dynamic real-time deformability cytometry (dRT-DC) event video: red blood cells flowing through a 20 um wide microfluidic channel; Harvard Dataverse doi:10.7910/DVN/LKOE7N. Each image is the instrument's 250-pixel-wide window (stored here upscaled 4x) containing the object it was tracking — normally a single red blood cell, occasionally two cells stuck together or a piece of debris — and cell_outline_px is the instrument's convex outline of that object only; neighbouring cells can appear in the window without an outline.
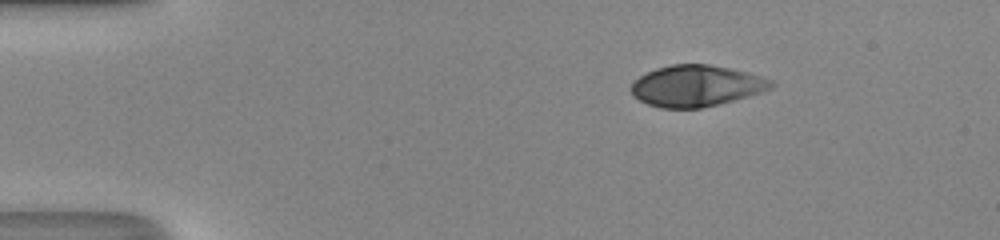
{"species": "human", "species_latin": "Homo sapiens", "temperature_condition": "room temperature", "stored_images_in_passage": 41, "camera_frame_rate_fps": 3000, "um_per_image_px": 0.085, "donor": {"sex": "male"}, "frame": {"image": 1, "passage_image": 1, "time_ms": 0.0, "image_size_px": [1000, 240], "cell_outline_px": [[776, 84], [772, 88], [748, 96], [720, 104], [700, 108], [660, 108], [648, 104], [632, 96], [628, 88], [640, 76], [656, 68], [672, 64], [708, 64], [748, 72], [776, 80]], "centroid_in_image_um": [59.2, 7.3], "position_along_channel_um": 25.8, "area_um2": 33.87}}
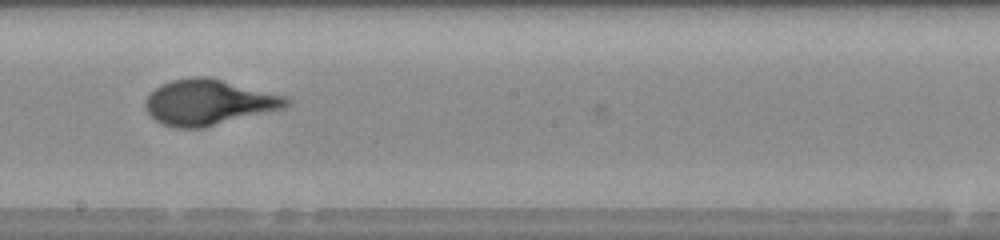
{"frame": {"image": 2, "passage_image": 21, "time_ms": 6.667, "image_size_px": [1000, 240], "cell_outline_px": [[292, 104], [284, 108], [204, 128], [176, 128], [164, 124], [156, 120], [144, 108], [144, 104], [148, 96], [160, 84], [172, 80], [192, 76], [208, 76], [284, 96], [292, 100]], "centroid_in_image_um": [17.74, 8.69], "position_along_channel_um": 230.5, "area_um2": 37.34}}
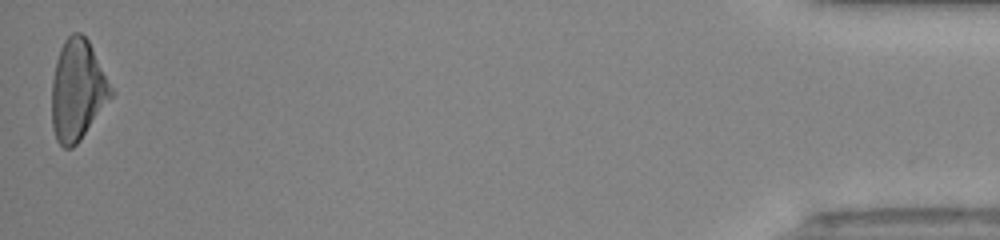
{"frame": {"image": 3, "passage_image": 41, "time_ms": 13.333, "image_size_px": [1000, 240], "cell_outline_px": [[116, 92], [80, 140], [72, 148], [64, 148], [56, 140], [52, 128], [52, 80], [56, 60], [60, 48], [64, 40], [72, 32], [80, 32], [88, 40]], "centroid_in_image_um": [6.6, 7.66], "position_along_channel_um": 428.6, "area_um2": 35.03}}